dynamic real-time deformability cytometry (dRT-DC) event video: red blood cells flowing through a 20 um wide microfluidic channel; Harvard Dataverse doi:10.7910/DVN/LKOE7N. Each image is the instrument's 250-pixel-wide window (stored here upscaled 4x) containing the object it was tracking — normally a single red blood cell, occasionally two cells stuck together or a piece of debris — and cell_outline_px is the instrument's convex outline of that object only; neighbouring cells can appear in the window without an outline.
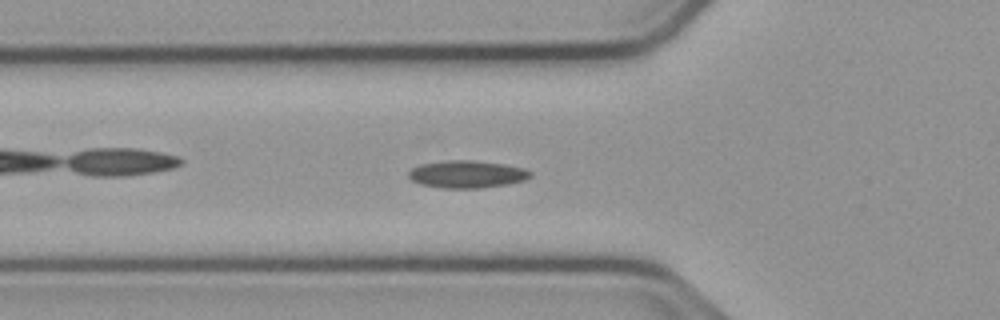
{"species": "common noctule bat (a hibernating species)", "species_latin": "Nyctalus noctula", "temperature_condition": "cold", "stored_images_in_passage": 50, "camera_frame_rate_fps": 3000, "um_per_image_px": 0.085, "animal": {"sex": "male", "body_mass_g": 23.1, "forearm_length_mm": 52.7}, "frame": {"image": 1, "passage_image": 13, "time_ms": 4.0, "image_size_px": [1000, 320], "cell_outline_px": [[532, 176], [524, 180], [508, 184], [480, 188], [440, 188], [420, 184], [412, 180], [408, 176], [408, 172], [412, 168], [420, 164], [448, 160], [472, 160], [504, 164], [524, 168], [532, 172]], "centroid_in_image_um": [39.69, 14.81], "position_along_channel_um": 86.1, "area_um2": 19.54}}
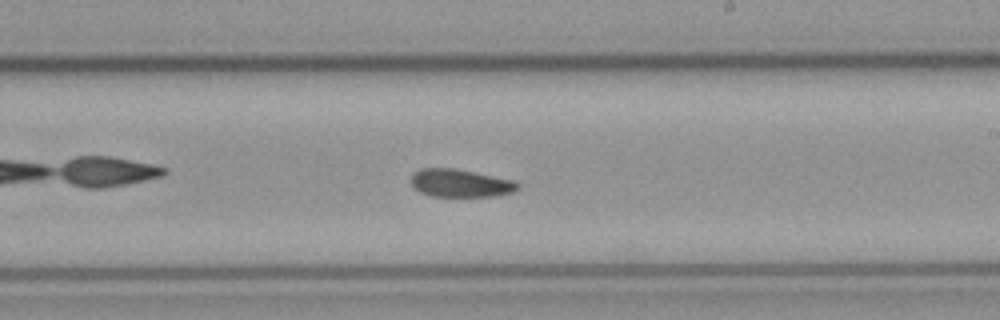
{"frame": {"image": 2, "passage_image": 26, "time_ms": 8.333, "image_size_px": [1000, 320], "cell_outline_px": [[520, 188], [512, 192], [496, 196], [432, 196], [420, 192], [412, 188], [412, 172], [420, 168], [456, 168], [516, 180], [520, 184]], "centroid_in_image_um": [39.15, 15.55], "position_along_channel_um": 249.8, "area_um2": 17.63}}
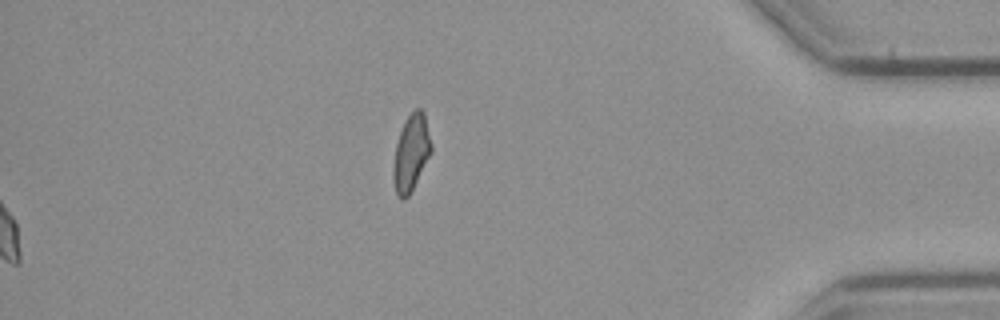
{"frame": {"image": 3, "passage_image": 50, "time_ms": 16.333, "image_size_px": [1000, 320], "cell_outline_px": [[432, 152], [408, 196], [404, 200], [400, 200], [396, 192], [392, 176], [392, 172], [396, 144], [404, 120], [416, 108], [420, 108], [424, 112], [432, 144]], "centroid_in_image_um": [34.94, 12.98], "position_along_channel_um": 400.3, "area_um2": 16.88}, "authors_computed_cell_mechanics": {"area_um2": 17.918, "velocity_mm_per_s": 3.7547, "shape_relaxation_time_tau1_ms": null, "shape_relaxation_time_tau2_ms": 7.7754, "deformation_change_tau1": null, "deformation_change_tau2": 0.1354}}